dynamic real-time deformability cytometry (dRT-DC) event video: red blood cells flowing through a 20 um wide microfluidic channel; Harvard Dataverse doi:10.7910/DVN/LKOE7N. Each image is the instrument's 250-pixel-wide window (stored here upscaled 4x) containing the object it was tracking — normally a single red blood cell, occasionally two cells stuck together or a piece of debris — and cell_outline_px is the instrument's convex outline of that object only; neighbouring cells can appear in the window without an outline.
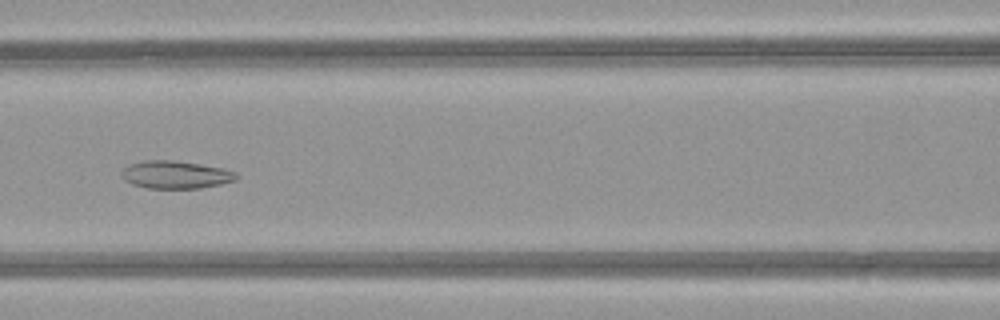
{"species": "common noctule bat (a hibernating species)", "species_latin": "Nyctalus noctula", "temperature_condition": "warm", "stored_images_in_passage": 36, "camera_frame_rate_fps": 3000, "um_per_image_px": 0.085, "animal": {"sex": "female", "body_mass_g": 21.9}, "frame": {"image": 1, "passage_image": 7, "time_ms": 2.0, "image_size_px": [1000, 320], "cell_outline_px": [[236, 180], [220, 184], [200, 188], [148, 188], [132, 184], [124, 180], [120, 172], [128, 164], [144, 160], [172, 160], [224, 168], [236, 172]], "centroid_in_image_um": [14.89, 14.84], "position_along_channel_um": 151.7, "area_um2": 18.5}}
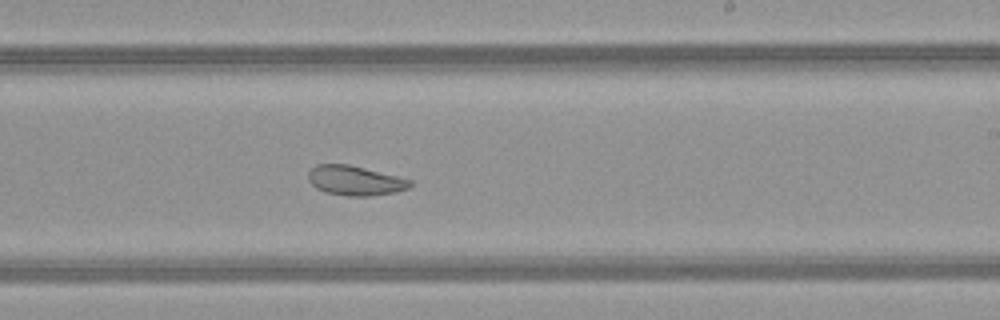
{"frame": {"image": 2, "passage_image": 15, "time_ms": 4.667, "image_size_px": [1000, 320], "cell_outline_px": [[412, 184], [408, 188], [396, 192], [372, 196], [348, 196], [328, 192], [316, 188], [308, 180], [308, 172], [316, 164], [348, 164], [412, 180]], "centroid_in_image_um": [30.17, 15.35], "position_along_channel_um": 258.8, "area_um2": 17.46}}
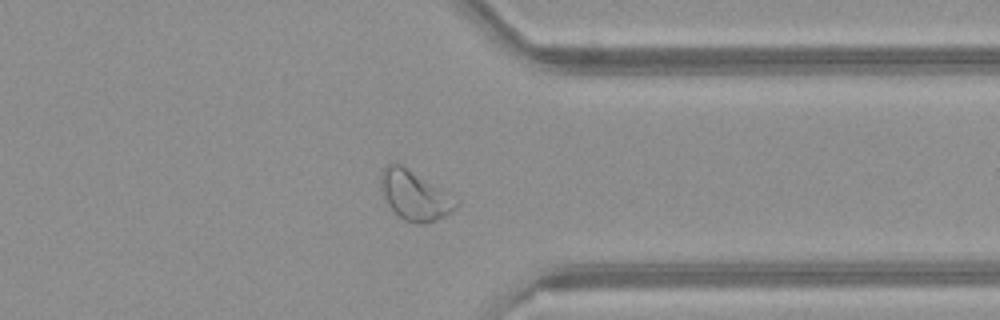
{"frame": {"image": 3, "passage_image": 24, "time_ms": 7.667, "image_size_px": [1000, 320], "cell_outline_px": [[460, 200], [456, 208], [444, 216], [436, 220], [424, 224], [420, 224], [404, 220], [388, 204], [380, 188], [380, 172], [388, 164], [396, 160]], "centroid_in_image_um": [35.24, 16.57], "position_along_channel_um": 376.2, "area_um2": 21.79}, "authors_computed_cell_mechanics": {"area_um2": 19.7387, "velocity_mm_per_s": 4.0222, "shape_relaxation_time_tau1_ms": null, "shape_relaxation_time_tau2_ms": 3.1816, "deformation_change_tau1": null, "deformation_change_tau2": 0.0885}}